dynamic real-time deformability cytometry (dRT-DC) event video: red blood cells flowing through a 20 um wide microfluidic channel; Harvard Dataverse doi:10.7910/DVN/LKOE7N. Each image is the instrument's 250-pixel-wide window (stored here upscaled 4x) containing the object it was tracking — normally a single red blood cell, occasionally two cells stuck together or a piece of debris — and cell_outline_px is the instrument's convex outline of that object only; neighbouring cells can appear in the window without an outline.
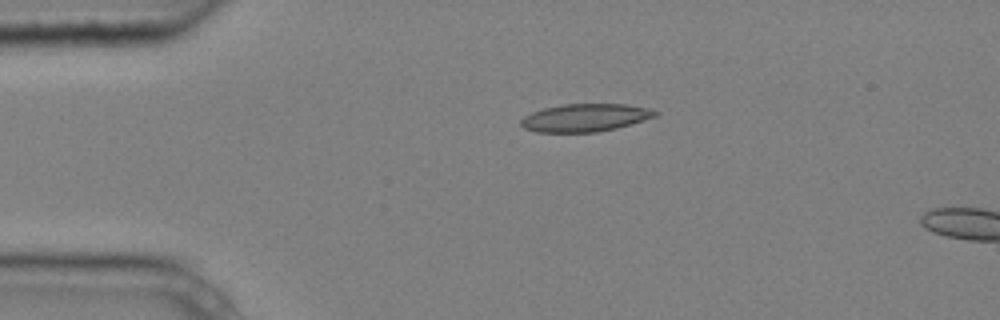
{"species": "common noctule bat (a hibernating species)", "species_latin": "Nyctalus noctula", "temperature_condition": "cold", "stored_images_in_passage": 2, "camera_frame_rate_fps": 3000, "um_per_image_px": 0.085, "animal": {"sex": "male", "body_mass_g": 20.4}, "frame": {"image": 1, "passage_image": 1, "time_ms": 0.0, "image_size_px": [1000, 320], "cell_outline_px": [[660, 112], [656, 116], [616, 128], [596, 132], [536, 132], [524, 128], [520, 124], [520, 120], [524, 116], [532, 112], [544, 108], [564, 104], [628, 104], [652, 108]], "centroid_in_image_um": [49.75, 9.99], "position_along_channel_um": 35.2, "area_um2": 21.79}}